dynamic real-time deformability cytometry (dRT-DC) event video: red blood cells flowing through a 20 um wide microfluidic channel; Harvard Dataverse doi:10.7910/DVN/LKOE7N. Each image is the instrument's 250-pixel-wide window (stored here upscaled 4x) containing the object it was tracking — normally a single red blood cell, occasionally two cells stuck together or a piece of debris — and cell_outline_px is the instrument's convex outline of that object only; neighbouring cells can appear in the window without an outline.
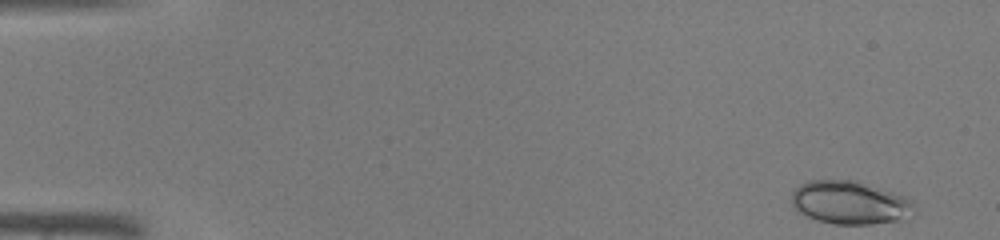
{"species": "common noctule bat (a hibernating species)", "species_latin": "Nyctalus noctula", "temperature_condition": "warm", "stored_images_in_passage": 43, "camera_frame_rate_fps": 3000, "um_per_image_px": 0.085, "animal": {"sex": "male", "body_mass_g": 19.0, "forearm_length_mm": 50.8}, "frame": {"image": 1, "passage_image": 1, "time_ms": 0.0, "image_size_px": [1000, 240], "cell_outline_px": [[912, 204], [900, 220], [872, 224], [836, 224], [820, 220], [796, 212], [792, 204], [792, 192], [800, 184], [808, 180], [856, 180], [908, 196], [912, 200]], "centroid_in_image_um": [72.17, 17.19], "position_along_channel_um": 12.8, "area_um2": 30.52}}
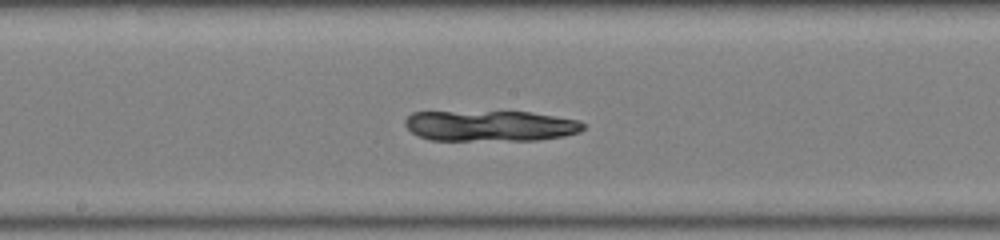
{"frame": {"image": 2, "passage_image": 23, "time_ms": 7.333, "image_size_px": [1000, 240], "cell_outline_px": [[584, 128], [580, 132], [564, 136], [536, 140], [428, 140], [412, 132], [404, 124], [404, 120], [412, 112], [528, 112], [580, 120], [584, 124]], "centroid_in_image_um": [41.68, 10.7], "position_along_channel_um": 206.5, "area_um2": 31.85}}
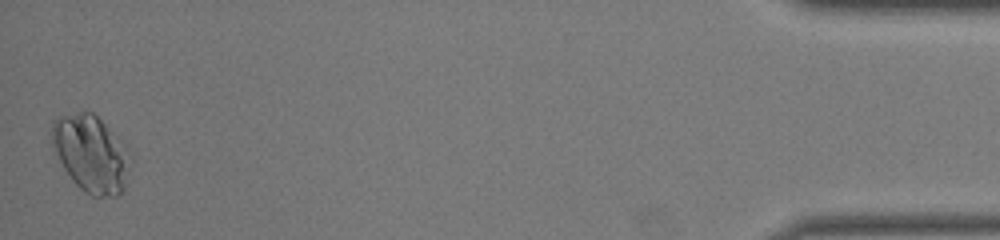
{"frame": {"image": 3, "passage_image": 43, "time_ms": 14.0, "image_size_px": [1000, 240], "cell_outline_px": [[132, 164], [124, 188], [120, 196], [92, 196], [84, 192], [72, 180], [64, 168], [52, 144], [52, 124], [60, 116], [80, 112], [92, 112], [128, 148], [132, 156]], "centroid_in_image_um": [7.79, 13.1], "position_along_channel_um": 427.4, "area_um2": 34.97}}